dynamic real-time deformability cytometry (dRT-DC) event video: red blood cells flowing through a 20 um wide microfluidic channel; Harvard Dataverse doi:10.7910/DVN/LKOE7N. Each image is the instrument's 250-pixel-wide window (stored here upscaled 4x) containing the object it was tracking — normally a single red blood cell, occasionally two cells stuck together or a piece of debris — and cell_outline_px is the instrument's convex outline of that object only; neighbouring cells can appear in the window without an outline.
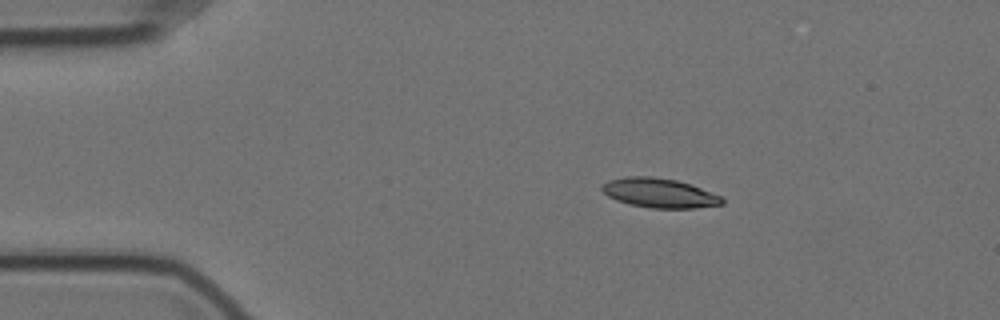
{"species": "Egyptian fruit bat (a non-hibernating species)", "species_latin": "Rousettus aegyptiacus", "temperature_condition": "cold", "stored_images_in_passage": 48, "camera_frame_rate_fps": 3000, "um_per_image_px": 0.085, "animal": {"sex": "female"}, "frame": {"image": 1, "passage_image": 1, "time_ms": 0.0, "image_size_px": [1000, 320], "cell_outline_px": [[724, 204], [696, 208], [652, 208], [628, 204], [616, 200], [608, 196], [600, 188], [600, 184], [608, 180], [628, 176], [652, 176], [676, 180], [724, 196]], "centroid_in_image_um": [56.04, 16.4], "position_along_channel_um": 29.0, "area_um2": 20.75}}
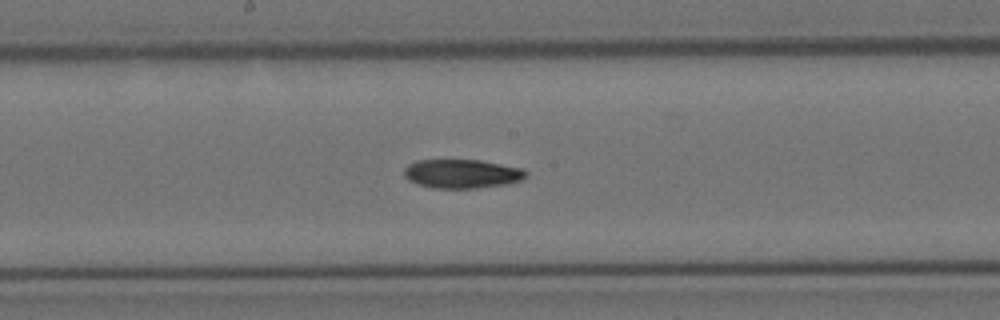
{"frame": {"image": 2, "passage_image": 21, "time_ms": 6.667, "image_size_px": [1000, 320], "cell_outline_px": [[528, 176], [520, 180], [508, 184], [476, 188], [432, 188], [416, 184], [408, 180], [404, 176], [404, 168], [408, 164], [416, 160], [480, 160], [524, 168], [528, 172]], "centroid_in_image_um": [39.27, 14.77], "position_along_channel_um": 208.9, "area_um2": 20.81}}
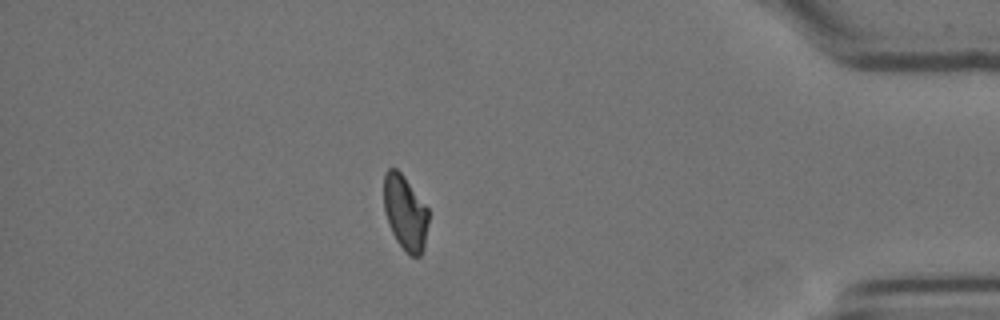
{"frame": {"image": 3, "passage_image": 41, "time_ms": 13.333, "image_size_px": [1000, 320], "cell_outline_px": [[428, 224], [424, 248], [420, 256], [408, 256], [396, 240], [388, 224], [384, 212], [384, 172], [388, 168], [396, 168], [404, 176], [428, 208]], "centroid_in_image_um": [34.43, 18.09], "position_along_channel_um": 400.8, "area_um2": 19.65}, "authors_computed_cell_mechanics": {"area_um2": 20.6057, "velocity_mm_per_s": 3.4973, "shape_relaxation_time_tau1_ms": 10.0584, "shape_relaxation_time_tau2_ms": null, "deformation_change_tau1": 0.2068, "deformation_change_tau2": null}}